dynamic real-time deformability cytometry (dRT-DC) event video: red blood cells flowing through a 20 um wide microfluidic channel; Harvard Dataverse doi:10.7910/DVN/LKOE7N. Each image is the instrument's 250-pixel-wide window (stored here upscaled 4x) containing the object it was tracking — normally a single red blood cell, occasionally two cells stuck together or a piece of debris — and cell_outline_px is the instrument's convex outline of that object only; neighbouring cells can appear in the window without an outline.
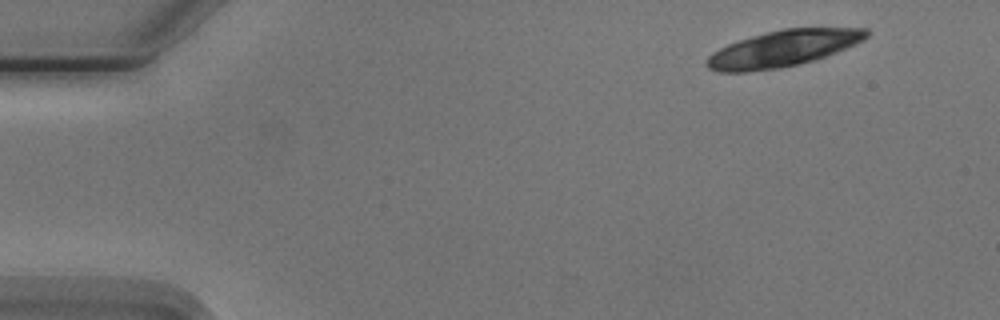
{"species": "Egyptian fruit bat (a non-hibernating species)", "species_latin": "Rousettus aegyptiacus", "temperature_condition": "cold", "stored_images_in_passage": 3, "camera_frame_rate_fps": 3000, "um_per_image_px": 0.085, "animal": {"sex": "male"}, "frame": {"image": 1, "passage_image": 3, "time_ms": 3.333, "image_size_px": [1000, 320], "cell_outline_px": [[872, 32], [864, 40], [836, 52], [812, 60], [796, 64], [776, 68], [744, 72], [720, 72], [708, 68], [704, 64], [708, 56], [712, 52], [728, 44], [752, 36], [784, 28], [868, 28]], "centroid_in_image_um": [66.55, 4.11], "position_along_channel_um": 18.4, "area_um2": 33.41}}